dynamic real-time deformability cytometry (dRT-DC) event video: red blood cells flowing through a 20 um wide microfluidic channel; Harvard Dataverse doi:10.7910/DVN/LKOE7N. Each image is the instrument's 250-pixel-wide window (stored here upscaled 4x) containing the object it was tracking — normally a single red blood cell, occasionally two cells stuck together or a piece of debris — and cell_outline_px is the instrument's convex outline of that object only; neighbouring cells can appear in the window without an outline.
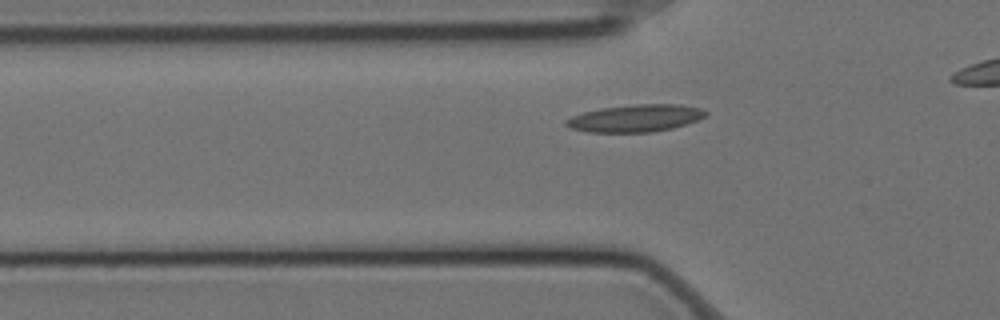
{"species": "Egyptian fruit bat (a non-hibernating species)", "species_latin": "Rousettus aegyptiacus", "temperature_condition": "cold", "stored_images_in_passage": 41, "camera_frame_rate_fps": 3000, "um_per_image_px": 0.085, "animal": {"sex": "female"}, "frame": {"image": 1, "passage_image": 12, "time_ms": 3.667, "image_size_px": [1000, 320], "cell_outline_px": [[708, 112], [704, 116], [696, 120], [672, 128], [652, 132], [588, 132], [572, 128], [564, 124], [564, 120], [572, 116], [584, 112], [600, 108], [636, 104], [680, 104], [700, 108]], "centroid_in_image_um": [53.98, 10.04], "position_along_channel_um": 71.8, "area_um2": 22.02}}
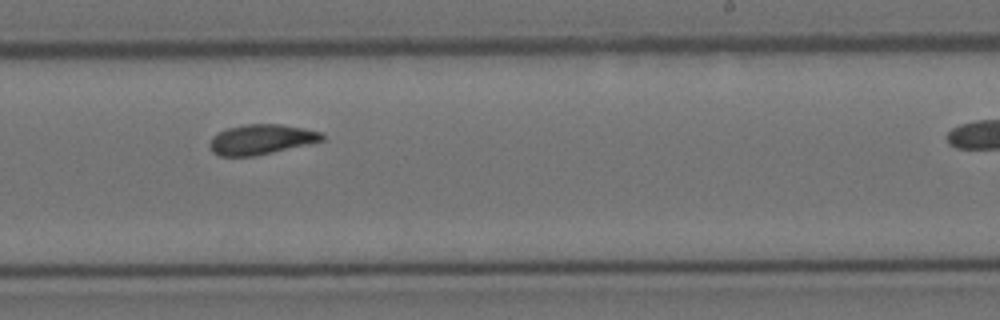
{"frame": {"image": 2, "passage_image": 29, "time_ms": 9.333, "image_size_px": [1000, 320], "cell_outline_px": [[324, 140], [308, 144], [256, 156], [220, 156], [212, 152], [208, 144], [212, 136], [228, 128], [244, 124], [280, 124], [304, 128], [320, 132], [324, 136]], "centroid_in_image_um": [22.18, 11.85], "position_along_channel_um": 266.8, "area_um2": 19.65}}
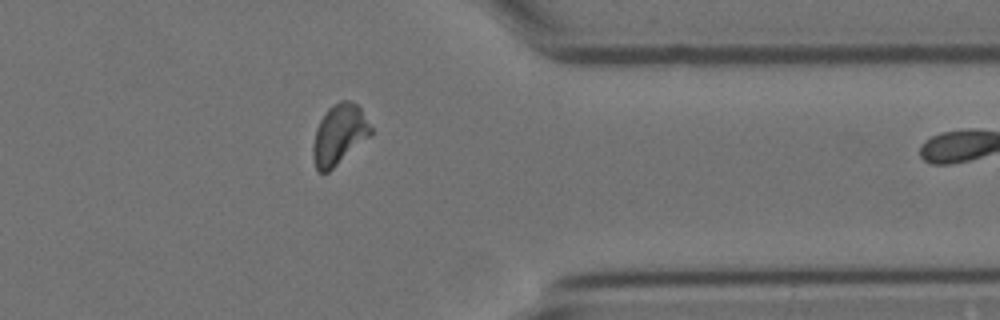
{"frame": {"image": 3, "passage_image": 40, "time_ms": 13.0, "image_size_px": [1000, 320], "cell_outline_px": [[372, 136], [328, 172], [320, 172], [316, 168], [312, 156], [312, 144], [316, 128], [320, 120], [328, 108], [332, 104], [340, 100], [348, 100], [356, 104], [360, 108], [372, 128]], "centroid_in_image_um": [28.83, 11.44], "position_along_channel_um": 382.6, "area_um2": 20.46}}